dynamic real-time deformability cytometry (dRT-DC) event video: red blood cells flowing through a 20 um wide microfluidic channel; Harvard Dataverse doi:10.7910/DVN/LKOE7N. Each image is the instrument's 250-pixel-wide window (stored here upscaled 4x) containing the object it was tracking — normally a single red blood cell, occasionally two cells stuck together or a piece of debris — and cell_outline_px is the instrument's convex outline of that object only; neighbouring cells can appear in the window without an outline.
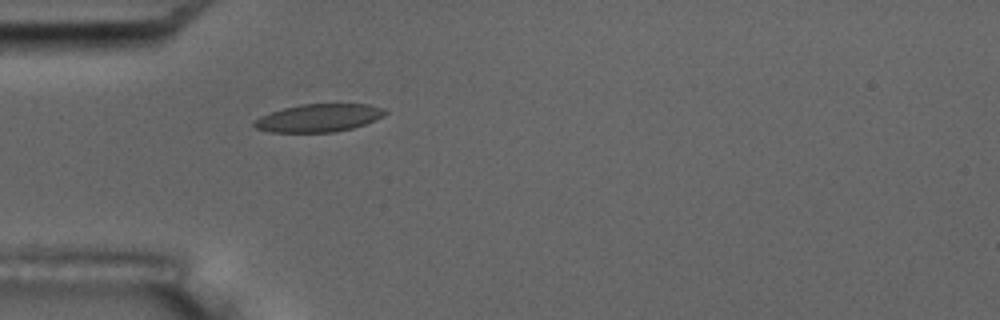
{"species": "common noctule bat (a hibernating species)", "species_latin": "Nyctalus noctula", "temperature_condition": "room temperature", "stored_images_in_passage": 5, "camera_frame_rate_fps": 3000, "um_per_image_px": 0.085, "animal": {"sex": "male", "body_mass_g": 17.5, "forearm_length_mm": 52.3}, "frame": {"image": 1, "passage_image": 5, "time_ms": 4.667, "image_size_px": [1000, 320], "cell_outline_px": [[388, 112], [384, 116], [364, 124], [352, 128], [336, 132], [268, 132], [256, 128], [252, 124], [252, 120], [260, 116], [284, 108], [300, 104], [368, 104], [384, 108]], "centroid_in_image_um": [27.08, 10.02], "position_along_channel_um": 57.9, "area_um2": 21.33}}